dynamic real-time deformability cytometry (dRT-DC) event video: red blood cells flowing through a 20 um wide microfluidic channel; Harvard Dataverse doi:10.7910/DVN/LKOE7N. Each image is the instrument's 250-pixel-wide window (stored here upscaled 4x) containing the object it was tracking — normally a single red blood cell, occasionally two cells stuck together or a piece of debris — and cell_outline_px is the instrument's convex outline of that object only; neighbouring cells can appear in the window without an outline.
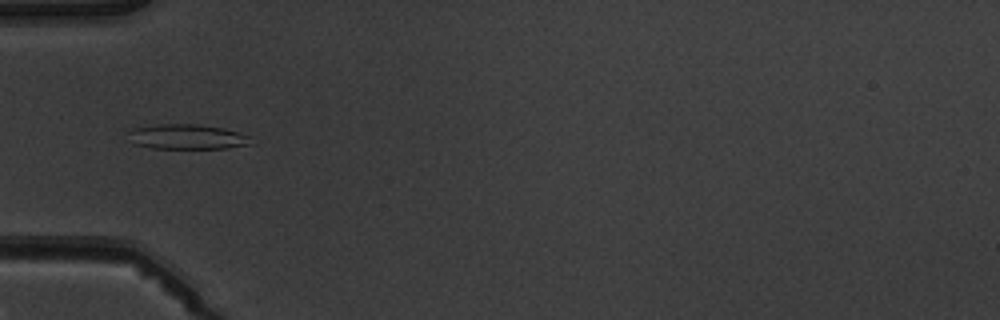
{"species": "common noctule bat (a hibernating species)", "species_latin": "Nyctalus noctula", "temperature_condition": "warm", "stored_images_in_passage": 6, "camera_frame_rate_fps": 3000, "um_per_image_px": 0.085, "animal": {"sex": "male", "body_mass_g": 19.5, "forearm_length_mm": 54.6}, "frame": {"image": 1, "passage_image": 5, "time_ms": 4.667, "image_size_px": [1000, 320], "cell_outline_px": [[252, 144], [228, 148], [152, 148], [132, 144], [128, 132], [132, 128], [160, 124], [200, 124], [224, 128], [252, 136]], "centroid_in_image_um": [15.93, 11.62], "position_along_channel_um": 69.1, "area_um2": 18.03}}